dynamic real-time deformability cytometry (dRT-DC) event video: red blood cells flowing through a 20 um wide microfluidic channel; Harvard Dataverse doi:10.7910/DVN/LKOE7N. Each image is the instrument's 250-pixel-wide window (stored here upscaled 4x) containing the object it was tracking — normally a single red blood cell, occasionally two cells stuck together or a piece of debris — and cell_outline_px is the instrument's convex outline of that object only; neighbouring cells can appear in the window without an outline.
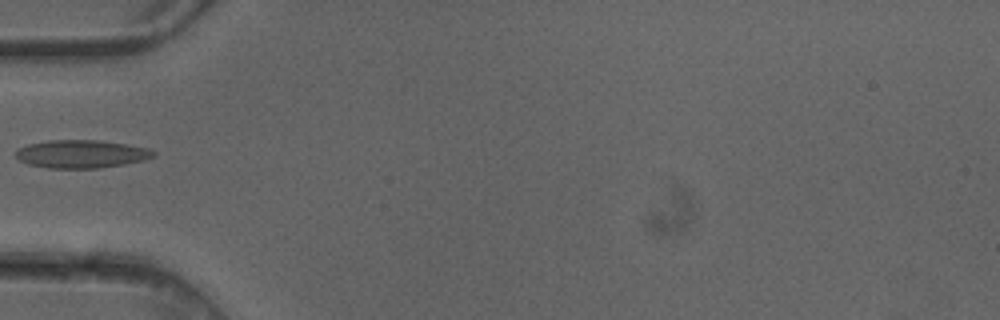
{"species": "common noctule bat (a hibernating species)", "species_latin": "Nyctalus noctula", "temperature_condition": "cold", "stored_images_in_passage": 5, "camera_frame_rate_fps": 3000, "um_per_image_px": 0.085, "animal": {"sex": "female"}, "frame": {"image": 1, "passage_image": 5, "time_ms": 1.333, "image_size_px": [1000, 320], "cell_outline_px": [[156, 156], [144, 160], [124, 164], [100, 168], [48, 168], [28, 164], [20, 160], [16, 156], [16, 148], [28, 144], [48, 140], [100, 140], [148, 148], [156, 152]], "centroid_in_image_um": [6.91, 13.08], "position_along_channel_um": 78.1, "area_um2": 22.54}}